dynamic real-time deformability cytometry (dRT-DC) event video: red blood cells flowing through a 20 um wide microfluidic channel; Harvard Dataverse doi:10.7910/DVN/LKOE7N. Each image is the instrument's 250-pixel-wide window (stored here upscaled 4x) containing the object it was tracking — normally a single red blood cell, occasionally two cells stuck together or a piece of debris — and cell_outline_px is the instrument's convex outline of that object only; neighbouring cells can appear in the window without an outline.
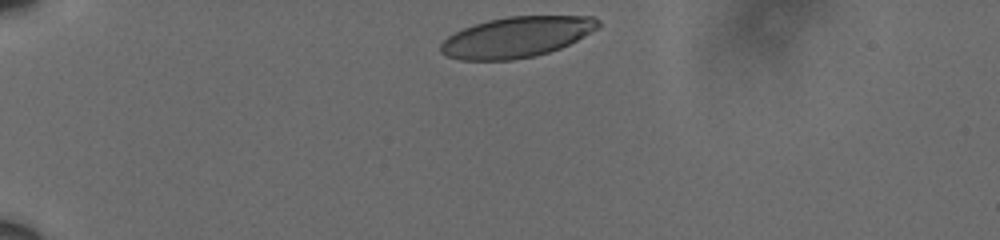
{"species": "human", "species_latin": "Homo sapiens", "temperature_condition": "cold", "stored_images_in_passage": 37, "camera_frame_rate_fps": 3000, "um_per_image_px": 0.085, "donor": {"sex": "male"}, "frame": {"image": 1, "passage_image": 1, "time_ms": 0.0, "image_size_px": [1000, 240], "cell_outline_px": [[600, 28], [560, 48], [536, 56], [512, 60], [460, 60], [448, 56], [440, 52], [440, 44], [448, 36], [464, 28], [488, 20], [508, 16], [592, 16], [600, 20]], "centroid_in_image_um": [43.93, 3.15], "position_along_channel_um": 41.1, "area_um2": 37.22}}
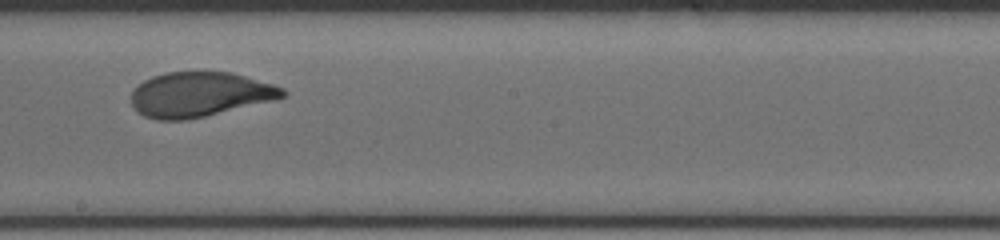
{"frame": {"image": 2, "passage_image": 22, "time_ms": 7.0, "image_size_px": [1000, 240], "cell_outline_px": [[288, 92], [284, 96], [276, 100], [188, 120], [156, 120], [144, 116], [136, 112], [132, 104], [132, 92], [144, 80], [152, 76], [164, 72], [232, 72], [272, 84], [284, 88]], "centroid_in_image_um": [16.98, 8.04], "position_along_channel_um": 231.2, "area_um2": 39.65}}
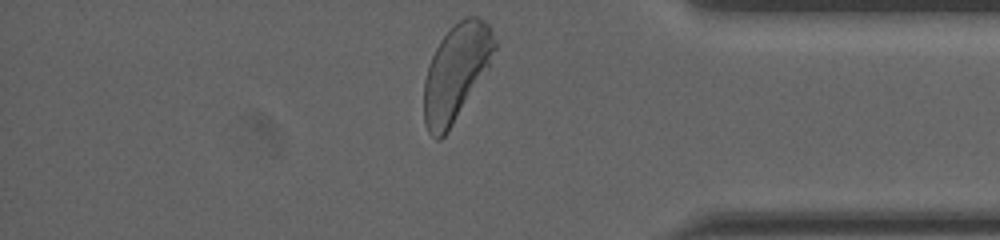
{"frame": {"image": 3, "passage_image": 37, "time_ms": 12.0, "image_size_px": [1000, 240], "cell_outline_px": [[496, 48], [488, 68], [444, 136], [440, 140], [436, 140], [428, 132], [424, 120], [424, 80], [428, 64], [440, 40], [464, 16], [480, 16], [488, 24], [496, 40]], "centroid_in_image_um": [38.76, 6.13], "position_along_channel_um": 396.4, "area_um2": 39.02}, "authors_computed_cell_mechanics": {"area_um2": 39.6508, "velocity_mm_per_s": 3.5863, "shape_relaxation_time_tau1_ms": 3.1903, "shape_relaxation_time_tau2_ms": null, "deformation_change_tau1": 0.1659, "deformation_change_tau2": null}}